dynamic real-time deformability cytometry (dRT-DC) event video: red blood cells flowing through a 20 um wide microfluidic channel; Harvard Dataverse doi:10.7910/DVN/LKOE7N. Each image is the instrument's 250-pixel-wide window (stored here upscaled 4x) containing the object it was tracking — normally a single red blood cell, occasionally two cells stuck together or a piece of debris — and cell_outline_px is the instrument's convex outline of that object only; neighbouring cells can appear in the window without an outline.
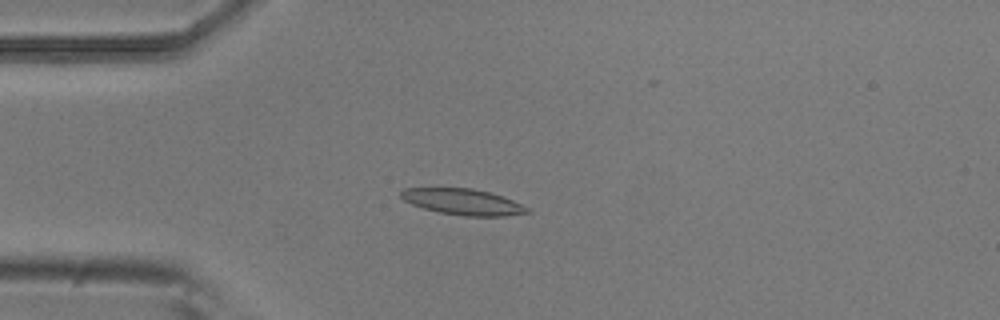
{"species": "common noctule bat (a hibernating species)", "species_latin": "Nyctalus noctula", "temperature_condition": "room temperature", "stored_images_in_passage": 5, "camera_frame_rate_fps": 3000, "um_per_image_px": 0.085, "animal": {"sex": "male", "body_mass_g": 20.5, "forearm_length_mm": 52.5}, "frame": {"image": 1, "passage_image": 4, "time_ms": 1.0, "image_size_px": [1000, 320], "cell_outline_px": [[532, 212], [504, 216], [464, 216], [440, 212], [424, 208], [412, 204], [404, 200], [400, 196], [400, 192], [404, 188], [472, 188], [488, 192], [512, 200], [528, 208]], "centroid_in_image_um": [39.33, 17.16], "position_along_channel_um": 45.7, "area_um2": 18.9}}